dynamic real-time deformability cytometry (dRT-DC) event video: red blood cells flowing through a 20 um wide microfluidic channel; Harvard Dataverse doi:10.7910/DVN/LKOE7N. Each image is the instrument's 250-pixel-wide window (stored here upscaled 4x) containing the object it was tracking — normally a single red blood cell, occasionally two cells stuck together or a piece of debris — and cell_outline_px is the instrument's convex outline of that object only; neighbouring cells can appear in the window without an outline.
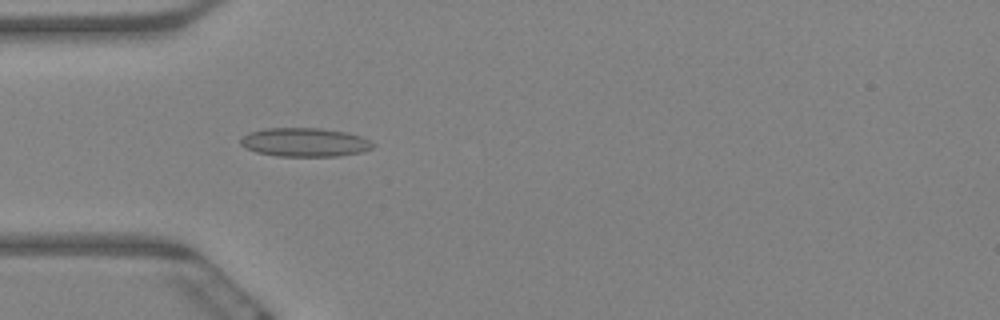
{"species": "Egyptian fruit bat (a non-hibernating species)", "species_latin": "Rousettus aegyptiacus", "temperature_condition": "warm", "stored_images_in_passage": 62, "camera_frame_rate_fps": 3000, "um_per_image_px": 0.085, "animal": {"sex": "female"}, "frame": {"image": 1, "passage_image": 19, "time_ms": 6.0, "image_size_px": [1000, 320], "cell_outline_px": [[376, 144], [372, 148], [360, 152], [340, 156], [276, 156], [256, 152], [244, 148], [240, 144], [240, 140], [248, 132], [264, 128], [320, 128], [348, 132], [360, 136]], "centroid_in_image_um": [25.88, 12.09], "position_along_channel_um": 59.1, "area_um2": 22.31}}
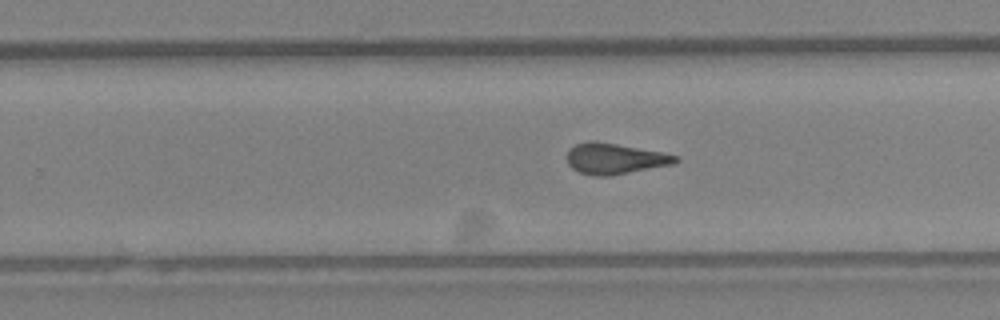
{"frame": {"image": 2, "passage_image": 39, "time_ms": 12.667, "image_size_px": [1000, 320], "cell_outline_px": [[680, 160], [672, 164], [608, 176], [592, 176], [580, 172], [572, 168], [568, 164], [568, 148], [576, 144], [588, 140], [592, 140], [664, 152], [680, 156]], "centroid_in_image_um": [52.26, 13.47], "position_along_channel_um": 277.5, "area_um2": 19.48}}
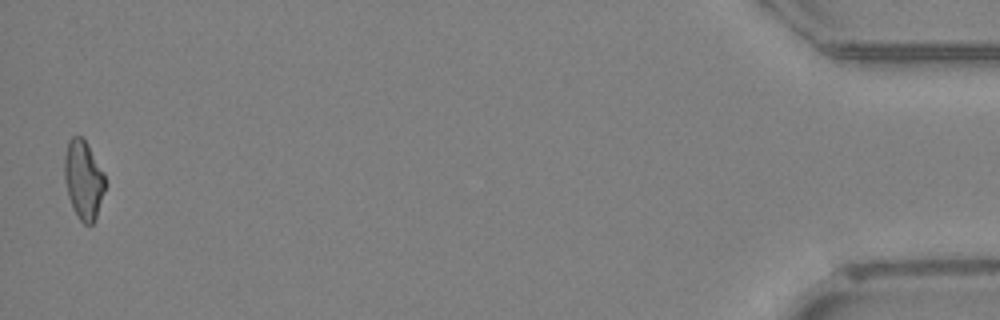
{"frame": {"image": 3, "passage_image": 61, "time_ms": 20.0, "image_size_px": [1000, 320], "cell_outline_px": [[104, 192], [96, 216], [92, 224], [84, 224], [80, 220], [72, 208], [68, 196], [64, 180], [64, 156], [68, 140], [72, 136], [80, 136], [88, 144], [104, 172]], "centroid_in_image_um": [7.07, 15.26], "position_along_channel_um": 428.1, "area_um2": 18.67}, "authors_computed_cell_mechanics": {"area_um2": 19.8254, "velocity_mm_per_s": 3.3284, "shape_relaxation_time_tau1_ms": null, "shape_relaxation_time_tau2_ms": 2.2499, "deformation_change_tau1": null, "deformation_change_tau2": 0.1093}}